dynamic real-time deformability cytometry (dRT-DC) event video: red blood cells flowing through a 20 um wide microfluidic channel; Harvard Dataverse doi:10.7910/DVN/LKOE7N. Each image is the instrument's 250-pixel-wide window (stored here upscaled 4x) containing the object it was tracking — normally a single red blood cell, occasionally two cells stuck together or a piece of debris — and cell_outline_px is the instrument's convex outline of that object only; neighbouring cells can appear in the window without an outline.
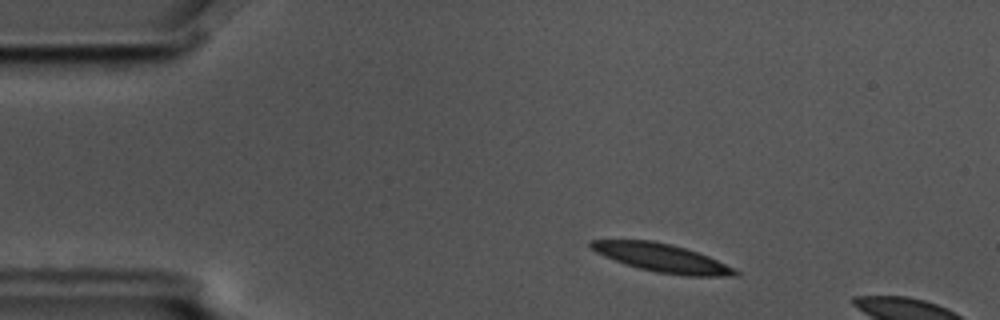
{"species": "common noctule bat (a hibernating species)", "species_latin": "Nyctalus noctula", "temperature_condition": "cold", "stored_images_in_passage": 4, "camera_frame_rate_fps": 3000, "um_per_image_px": 0.085, "animal": {"sex": "male", "body_mass_g": 17.5, "forearm_length_mm": 52.3}, "frame": {"image": 1, "passage_image": 2, "time_ms": 0.333, "image_size_px": [1000, 320], "cell_outline_px": [[740, 276], [688, 276], [656, 272], [624, 264], [604, 256], [596, 252], [588, 244], [592, 240], [652, 240], [684, 248], [708, 256], [740, 272]], "centroid_in_image_um": [56.25, 21.93], "position_along_channel_um": 28.8, "area_um2": 23.41}}